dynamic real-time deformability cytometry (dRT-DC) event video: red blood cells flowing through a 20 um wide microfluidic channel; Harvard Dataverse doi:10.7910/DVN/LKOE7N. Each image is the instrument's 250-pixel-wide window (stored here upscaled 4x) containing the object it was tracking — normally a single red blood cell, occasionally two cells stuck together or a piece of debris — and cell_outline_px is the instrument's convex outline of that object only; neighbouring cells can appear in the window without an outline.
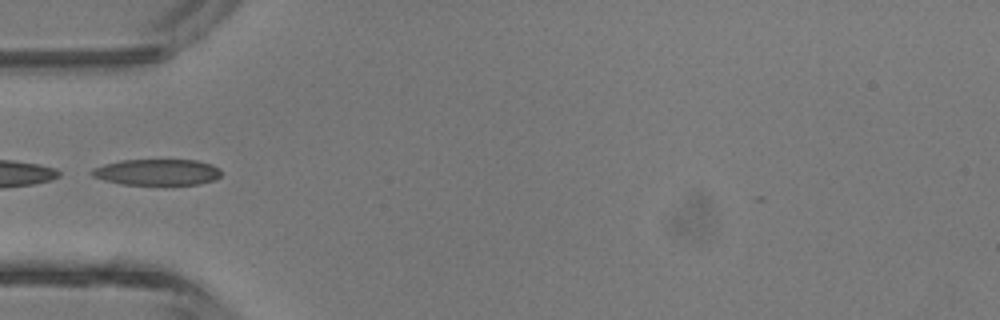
{"species": "common noctule bat (a hibernating species)", "species_latin": "Nyctalus noctula", "temperature_condition": "room temperature", "stored_images_in_passage": 3, "camera_frame_rate_fps": 3000, "um_per_image_px": 0.085, "animal": {"sex": "male", "body_mass_g": 13.3}, "frame": {"image": 1, "passage_image": 2, "time_ms": 1.333, "image_size_px": [1000, 320], "cell_outline_px": [[220, 176], [212, 180], [196, 184], [120, 184], [104, 180], [92, 176], [88, 172], [92, 168], [104, 164], [120, 160], [196, 160], [212, 164], [220, 172]], "centroid_in_image_um": [13.27, 14.62], "position_along_channel_um": 71.7, "area_um2": 19.54}}
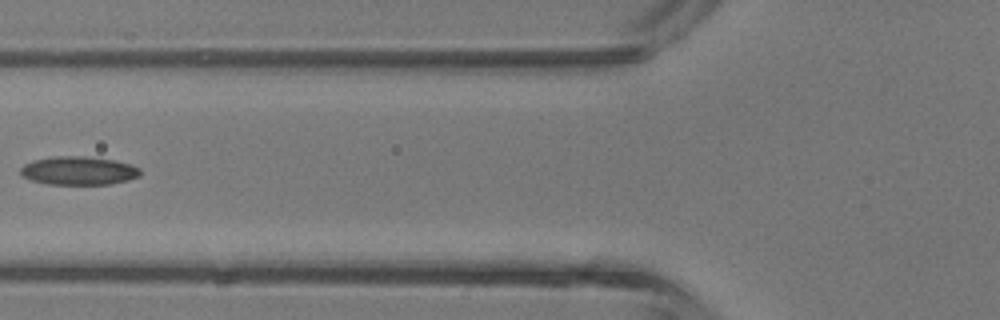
{"frame": {"image": 2, "passage_image": 3, "time_ms": 2.333, "image_size_px": [1000, 320], "cell_outline_px": [[140, 176], [128, 180], [108, 184], [48, 184], [28, 180], [20, 176], [20, 168], [24, 164], [32, 160], [56, 156], [84, 156], [112, 160], [128, 164], [140, 168]], "centroid_in_image_um": [6.61, 14.51], "position_along_channel_um": 119.2, "area_um2": 19.88}}